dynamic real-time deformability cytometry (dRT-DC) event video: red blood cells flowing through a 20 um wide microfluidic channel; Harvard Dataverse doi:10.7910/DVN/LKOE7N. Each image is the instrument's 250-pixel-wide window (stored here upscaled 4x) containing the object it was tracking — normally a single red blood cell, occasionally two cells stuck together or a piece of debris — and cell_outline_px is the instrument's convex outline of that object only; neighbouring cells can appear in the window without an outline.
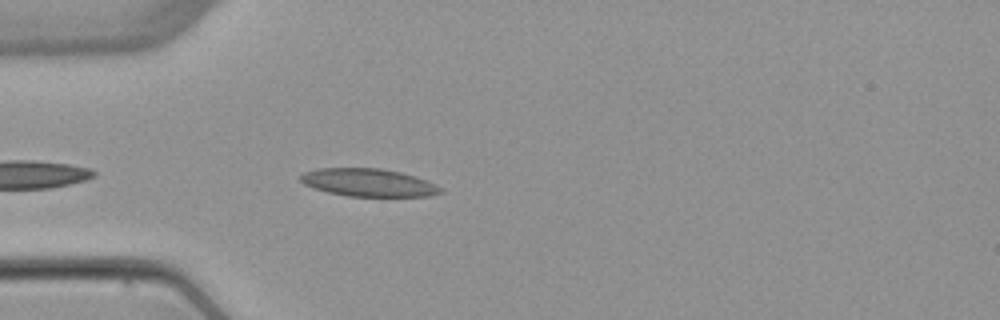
{"species": "common noctule bat (a hibernating species)", "species_latin": "Nyctalus noctula", "temperature_condition": "warm", "stored_images_in_passage": 3, "camera_frame_rate_fps": 3000, "um_per_image_px": 0.085, "animal": {"sex": "female", "body_mass_g": 22.7, "forearm_length_mm": 54.2}, "frame": {"image": 1, "passage_image": 3, "time_ms": 2.667, "image_size_px": [1000, 320], "cell_outline_px": [[444, 192], [428, 196], [348, 196], [328, 192], [312, 188], [304, 184], [300, 180], [300, 176], [304, 172], [316, 168], [380, 168], [400, 172], [416, 176], [436, 184]], "centroid_in_image_um": [31.3, 15.51], "position_along_channel_um": 53.7, "area_um2": 22.72}}